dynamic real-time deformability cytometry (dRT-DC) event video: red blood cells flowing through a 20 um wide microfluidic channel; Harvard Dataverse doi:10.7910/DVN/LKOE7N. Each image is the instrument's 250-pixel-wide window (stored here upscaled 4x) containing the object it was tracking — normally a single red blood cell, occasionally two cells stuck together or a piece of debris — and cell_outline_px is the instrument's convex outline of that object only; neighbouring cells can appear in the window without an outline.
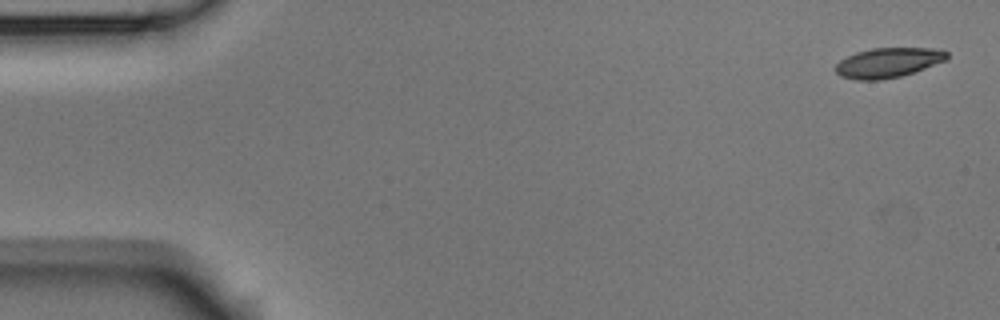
{"species": "Egyptian fruit bat (a non-hibernating species)", "species_latin": "Rousettus aegyptiacus", "temperature_condition": "room temperature", "stored_images_in_passage": 3, "camera_frame_rate_fps": 3000, "um_per_image_px": 0.085, "animal": {"sex": "male"}, "frame": {"image": 1, "passage_image": 1, "time_ms": 0.0, "image_size_px": [1000, 320], "cell_outline_px": [[948, 60], [900, 76], [880, 80], [856, 80], [840, 76], [836, 72], [836, 64], [840, 60], [856, 52], [872, 48], [932, 48], [948, 52]], "centroid_in_image_um": [75.48, 5.32], "position_along_channel_um": 9.5, "area_um2": 19.25}}